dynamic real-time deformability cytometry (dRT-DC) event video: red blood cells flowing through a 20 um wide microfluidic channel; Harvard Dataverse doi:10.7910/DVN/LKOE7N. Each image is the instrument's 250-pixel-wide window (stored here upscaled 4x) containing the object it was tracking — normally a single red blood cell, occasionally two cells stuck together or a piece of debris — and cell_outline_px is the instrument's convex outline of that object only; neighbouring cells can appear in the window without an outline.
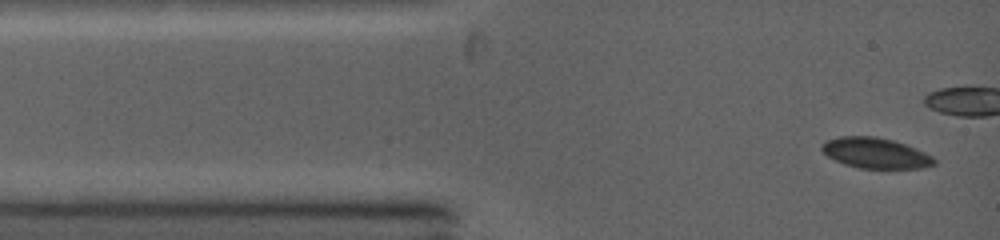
{"species": "common noctule bat (a hibernating species)", "species_latin": "Nyctalus noctula", "temperature_condition": "warm", "stored_images_in_passage": 3, "camera_frame_rate_fps": 5000, "um_per_image_px": 0.085, "animal": {"sex": "female", "body_mass_g": 19.0, "forearm_length_mm": 53.3}, "frame": {"image": 1, "passage_image": 1, "time_ms": 0.0, "image_size_px": [1000, 240], "cell_outline_px": [[936, 164], [924, 168], [860, 168], [844, 164], [828, 156], [820, 148], [820, 144], [828, 140], [840, 136], [876, 136], [892, 140], [904, 144], [924, 152], [932, 156], [936, 160]], "centroid_in_image_um": [74.41, 13.01], "position_along_channel_um": 10.6, "area_um2": 19.88}}